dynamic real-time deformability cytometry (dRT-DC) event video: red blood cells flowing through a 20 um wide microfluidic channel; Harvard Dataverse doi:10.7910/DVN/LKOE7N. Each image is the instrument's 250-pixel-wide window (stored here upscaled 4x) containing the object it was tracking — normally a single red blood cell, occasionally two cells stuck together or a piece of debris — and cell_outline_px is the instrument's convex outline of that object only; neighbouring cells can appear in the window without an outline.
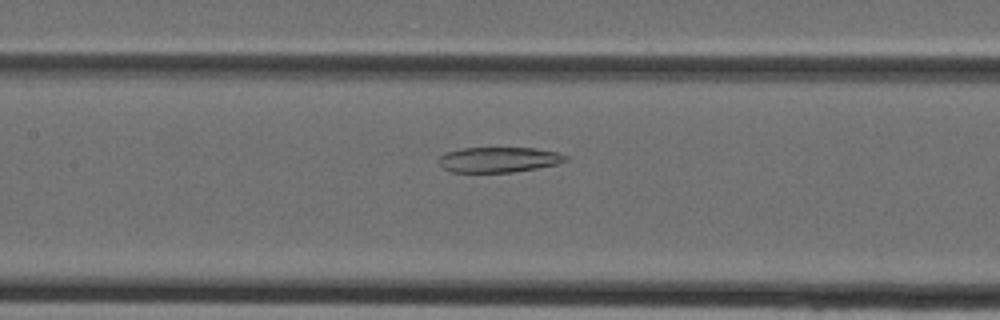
{"species": "Egyptian fruit bat (a non-hibernating species)", "species_latin": "Rousettus aegyptiacus", "temperature_condition": "cold", "stored_images_in_passage": 36, "camera_frame_rate_fps": 3000, "um_per_image_px": 0.085, "animal": {"sex": "female"}, "frame": {"image": 1, "passage_image": 15, "time_ms": 4.667, "image_size_px": [1000, 320], "cell_outline_px": [[568, 160], [556, 164], [536, 168], [512, 172], [452, 172], [444, 168], [436, 160], [444, 152], [464, 148], [536, 148], [556, 152], [568, 156]], "centroid_in_image_um": [42.37, 13.56], "position_along_channel_um": 165.0, "area_um2": 18.67}}
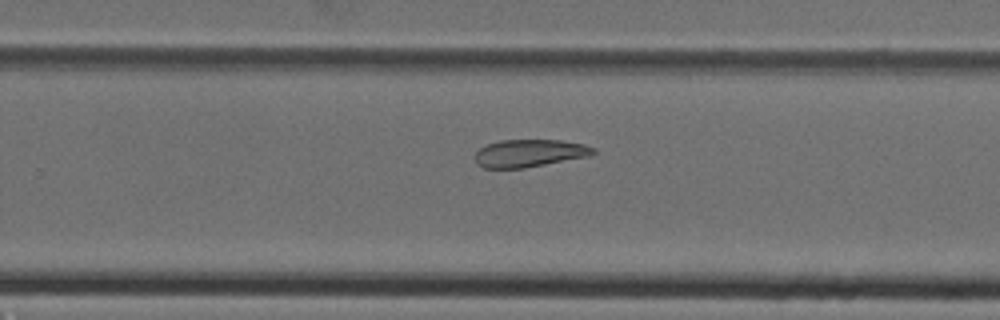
{"frame": {"image": 2, "passage_image": 22, "time_ms": 7.0, "image_size_px": [1000, 320], "cell_outline_px": [[596, 152], [592, 156], [524, 168], [484, 168], [476, 164], [476, 152], [480, 148], [488, 144], [500, 140], [560, 140], [584, 144], [596, 148]], "centroid_in_image_um": [45.05, 13.02], "position_along_channel_um": 284.8, "area_um2": 19.13}}
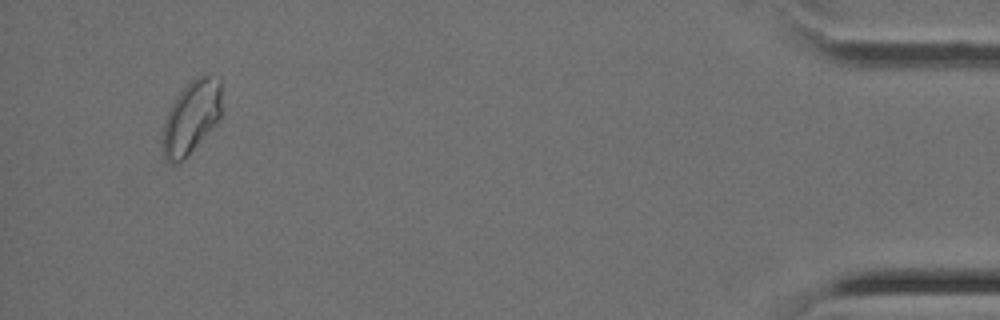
{"frame": {"image": 3, "passage_image": 34, "time_ms": 11.0, "image_size_px": [1000, 320], "cell_outline_px": [[220, 120], [184, 160], [176, 164], [168, 164], [164, 156], [160, 144], [164, 124], [168, 112], [176, 96], [192, 80], [200, 76], [220, 76]], "centroid_in_image_um": [16.24, 10.03], "position_along_channel_um": 419.0, "area_um2": 25.26}}